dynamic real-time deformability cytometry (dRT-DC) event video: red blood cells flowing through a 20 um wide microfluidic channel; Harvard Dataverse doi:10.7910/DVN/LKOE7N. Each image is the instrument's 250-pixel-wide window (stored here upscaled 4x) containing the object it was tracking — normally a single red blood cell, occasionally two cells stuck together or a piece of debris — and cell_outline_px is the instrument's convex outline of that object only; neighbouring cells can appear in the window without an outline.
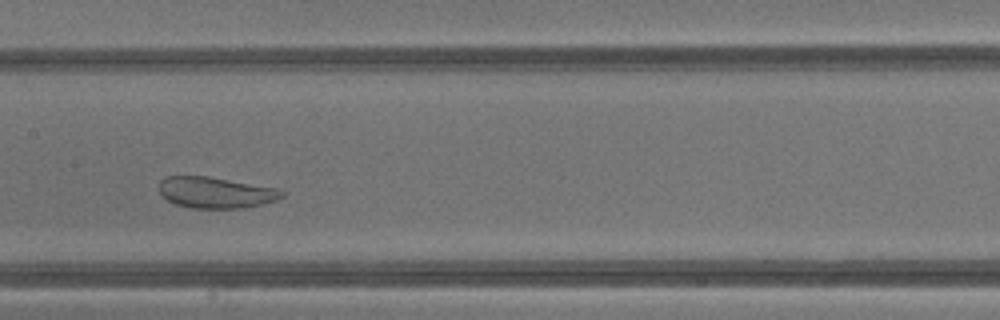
{"species": "common noctule bat (a hibernating species)", "species_latin": "Nyctalus noctula", "temperature_condition": "warm", "stored_images_in_passage": 31, "camera_frame_rate_fps": 3000, "um_per_image_px": 0.085, "animal": {"sex": "male", "body_mass_g": 13.3}, "frame": {"image": 1, "passage_image": 14, "time_ms": 4.333, "image_size_px": [1000, 320], "cell_outline_px": [[284, 196], [276, 200], [260, 204], [240, 208], [192, 208], [176, 204], [168, 200], [160, 192], [160, 180], [164, 176], [208, 176], [276, 188], [284, 192]], "centroid_in_image_um": [18.32, 16.36], "position_along_channel_um": 189.1, "area_um2": 22.02}}
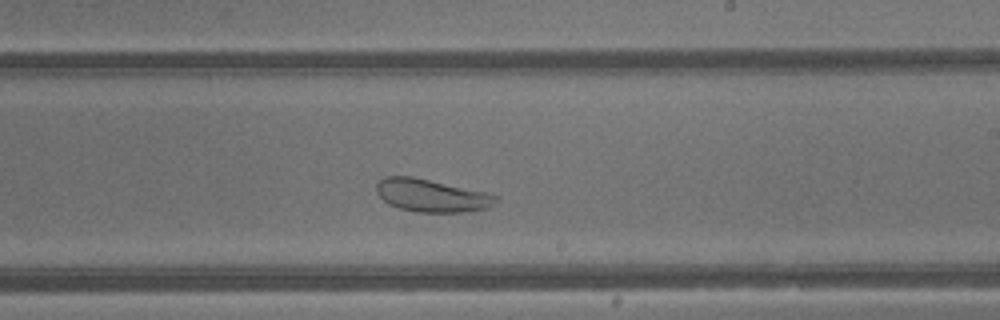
{"frame": {"image": 2, "passage_image": 18, "time_ms": 5.667, "image_size_px": [1000, 320], "cell_outline_px": [[500, 200], [488, 208], [468, 212], [416, 212], [400, 208], [388, 204], [376, 192], [376, 184], [384, 176], [412, 176], [488, 192], [500, 196]], "centroid_in_image_um": [36.74, 16.62], "position_along_channel_um": 252.3, "area_um2": 23.12}}
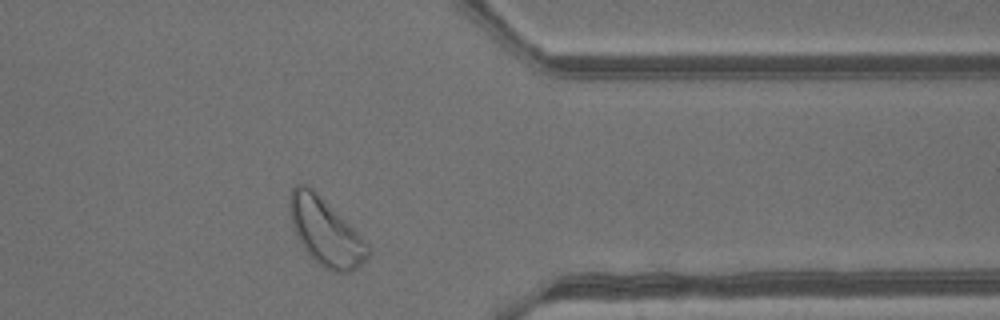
{"frame": {"image": 3, "passage_image": 27, "time_ms": 8.667, "image_size_px": [1000, 320], "cell_outline_px": [[372, 252], [352, 272], [336, 272], [324, 268], [316, 264], [304, 248], [292, 224], [288, 204], [288, 200], [292, 188], [296, 184], [308, 184], [368, 244]], "centroid_in_image_um": [27.65, 19.72], "position_along_channel_um": 383.8, "area_um2": 30.06}}